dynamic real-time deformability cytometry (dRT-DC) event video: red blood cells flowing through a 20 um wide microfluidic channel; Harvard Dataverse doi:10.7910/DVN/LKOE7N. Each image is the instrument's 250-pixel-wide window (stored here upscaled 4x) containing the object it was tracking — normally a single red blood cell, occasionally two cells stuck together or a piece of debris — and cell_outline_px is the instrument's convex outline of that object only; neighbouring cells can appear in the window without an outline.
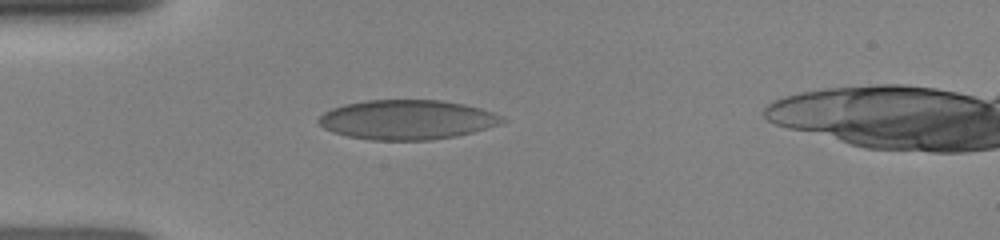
{"species": "human", "species_latin": "Homo sapiens", "temperature_condition": "room temperature", "stored_images_in_passage": 13, "camera_frame_rate_fps": 3000, "um_per_image_px": 0.085, "donor": {"sex": "female"}, "frame": {"image": 1, "passage_image": 1, "time_ms": 0.0, "image_size_px": [1000, 240], "cell_outline_px": [[508, 120], [500, 124], [472, 132], [456, 136], [432, 140], [372, 140], [348, 136], [332, 132], [324, 128], [316, 120], [324, 112], [332, 108], [344, 104], [368, 100], [440, 100], [464, 104], [480, 108], [492, 112]], "centroid_in_image_um": [34.58, 10.17], "position_along_channel_um": 50.4, "area_um2": 42.31}}
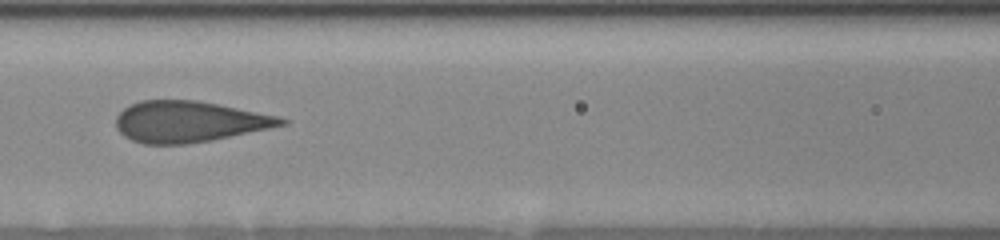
{"frame": {"image": 2, "passage_image": 8, "time_ms": 2.667, "image_size_px": [1000, 240], "cell_outline_px": [[288, 124], [212, 140], [188, 144], [144, 144], [132, 140], [124, 136], [116, 128], [116, 116], [124, 108], [140, 100], [196, 100], [280, 116], [288, 120]], "centroid_in_image_um": [16.06, 10.34], "position_along_channel_um": 150.5, "area_um2": 39.48}}
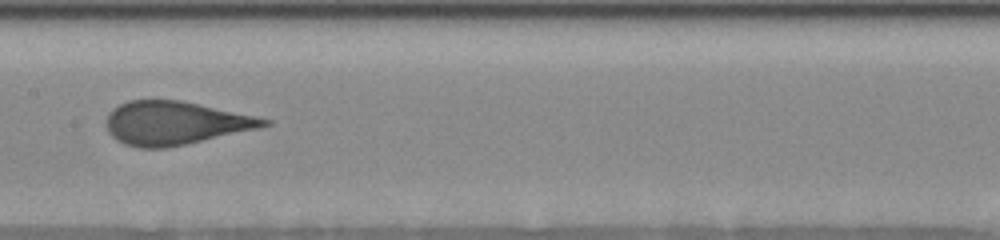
{"frame": {"image": 3, "passage_image": 11, "time_ms": 3.667, "image_size_px": [1000, 240], "cell_outline_px": [[272, 124], [260, 128], [184, 144], [164, 148], [140, 148], [124, 144], [116, 140], [108, 132], [108, 112], [112, 108], [128, 100], [180, 100], [256, 116], [272, 120]], "centroid_in_image_um": [14.88, 10.45], "position_along_channel_um": 192.5, "area_um2": 39.59}}